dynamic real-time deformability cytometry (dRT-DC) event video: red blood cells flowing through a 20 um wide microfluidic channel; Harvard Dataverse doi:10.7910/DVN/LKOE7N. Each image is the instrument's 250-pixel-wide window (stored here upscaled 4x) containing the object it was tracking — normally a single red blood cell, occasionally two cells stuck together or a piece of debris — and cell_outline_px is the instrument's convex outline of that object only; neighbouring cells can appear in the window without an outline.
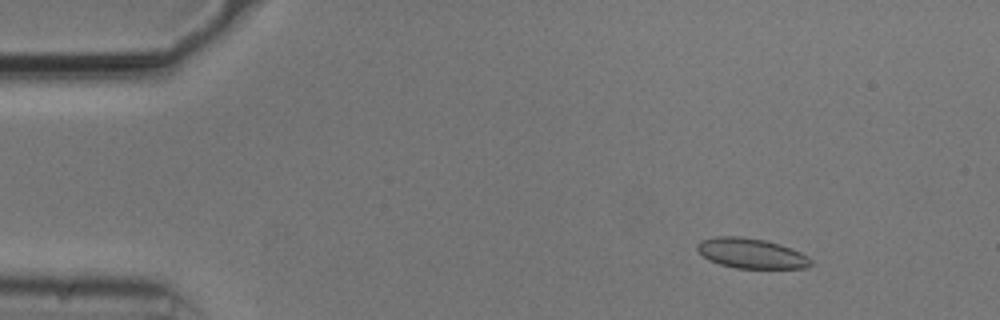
{"species": "common noctule bat (a hibernating species)", "species_latin": "Nyctalus noctula", "temperature_condition": "cold", "stored_images_in_passage": 54, "camera_frame_rate_fps": 3000, "um_per_image_px": 0.085, "animal": {"sex": "male", "body_mass_g": 20.5, "forearm_length_mm": 52.5}, "frame": {"image": 1, "passage_image": 7, "time_ms": 2.0, "image_size_px": [1000, 320], "cell_outline_px": [[812, 264], [808, 268], [736, 268], [720, 264], [708, 260], [696, 248], [696, 244], [700, 240], [716, 236], [740, 236], [764, 240], [780, 244], [792, 248], [808, 256], [812, 260]], "centroid_in_image_um": [63.86, 21.53], "position_along_channel_um": 21.1, "area_um2": 20.0}}
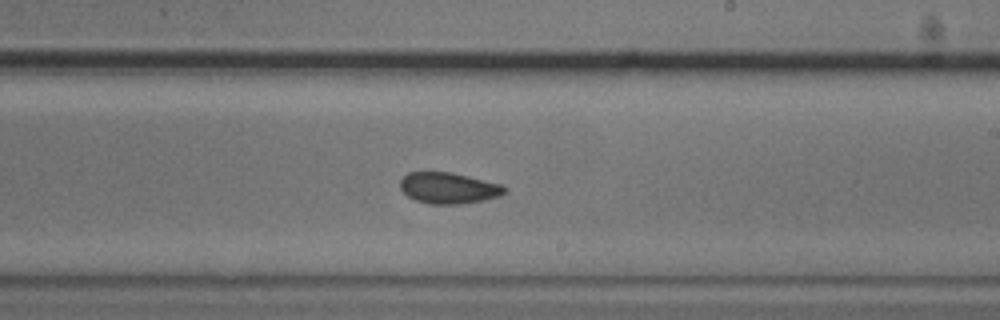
{"frame": {"image": 2, "passage_image": 32, "time_ms": 10.333, "image_size_px": [1000, 320], "cell_outline_px": [[508, 192], [500, 196], [484, 200], [460, 204], [428, 204], [416, 200], [408, 196], [400, 188], [400, 180], [408, 172], [452, 172], [500, 184], [508, 188]], "centroid_in_image_um": [38.15, 15.99], "position_along_channel_um": 250.9, "area_um2": 19.02}}
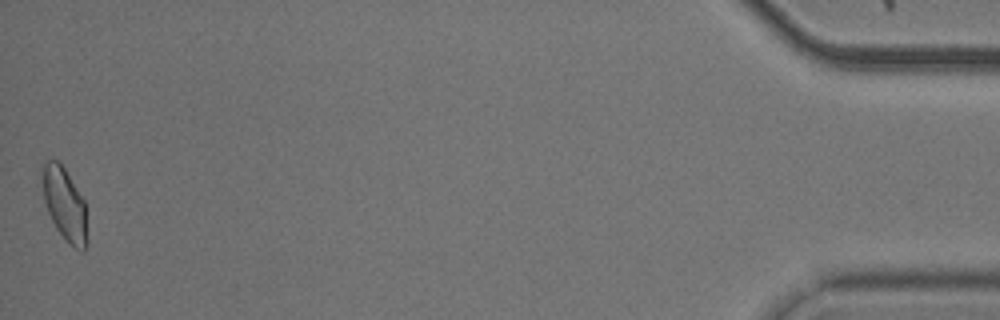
{"frame": {"image": 3, "passage_image": 54, "time_ms": 17.667, "image_size_px": [1000, 320], "cell_outline_px": [[88, 240], [84, 252], [80, 252], [68, 244], [56, 228], [48, 212], [44, 200], [44, 164], [48, 160], [60, 160], [84, 200]], "centroid_in_image_um": [5.55, 17.43], "position_along_channel_um": 429.7, "area_um2": 18.9}, "authors_computed_cell_mechanics": {"area_um2": 19.2185, "velocity_mm_per_s": 3.7319, "shape_relaxation_time_tau1_ms": 10.5987, "shape_relaxation_time_tau2_ms": 2.0725, "deformation_change_tau1": 0.1479, "deformation_change_tau2": 0.0646}}